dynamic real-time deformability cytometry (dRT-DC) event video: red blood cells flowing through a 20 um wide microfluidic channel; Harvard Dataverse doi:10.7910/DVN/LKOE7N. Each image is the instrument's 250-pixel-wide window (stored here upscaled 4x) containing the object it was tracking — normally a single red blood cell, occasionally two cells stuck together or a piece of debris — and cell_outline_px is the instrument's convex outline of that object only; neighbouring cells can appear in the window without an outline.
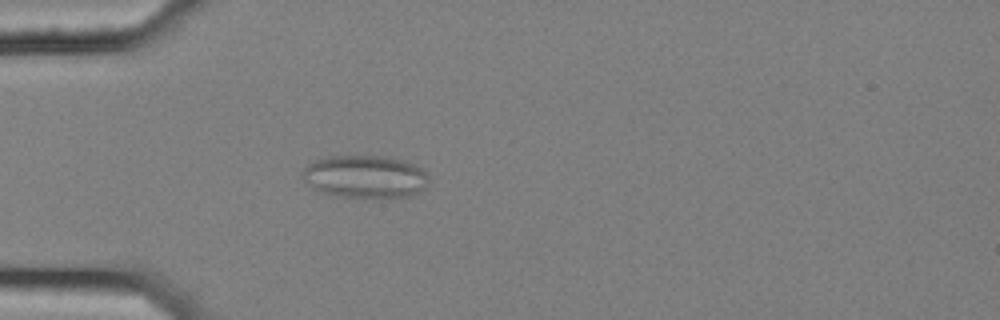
{"species": "common noctule bat (a hibernating species)", "species_latin": "Nyctalus noctula", "temperature_condition": "cold", "stored_images_in_passage": 41, "camera_frame_rate_fps": 3000, "um_per_image_px": 0.085, "animal": {"sex": "female", "body_mass_g": 25.1}, "frame": {"image": 1, "passage_image": 1, "time_ms": 0.0, "image_size_px": [1000, 320], "cell_outline_px": [[428, 184], [420, 192], [408, 196], [336, 196], [312, 188], [300, 176], [304, 168], [308, 164], [316, 160], [332, 156], [392, 156], [404, 160], [420, 168], [428, 176]], "centroid_in_image_um": [31.02, 14.99], "position_along_channel_um": 54.0, "area_um2": 31.1}}
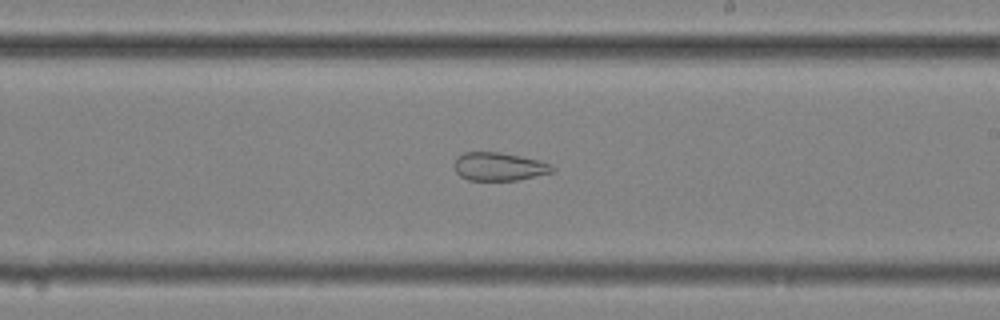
{"frame": {"image": 2, "passage_image": 18, "time_ms": 5.667, "image_size_px": [1000, 320], "cell_outline_px": [[556, 172], [516, 180], [468, 180], [460, 176], [456, 172], [452, 164], [456, 156], [464, 152], [500, 152], [540, 160], [552, 164], [556, 168]], "centroid_in_image_um": [42.42, 14.15], "position_along_channel_um": 246.6, "area_um2": 16.47}}
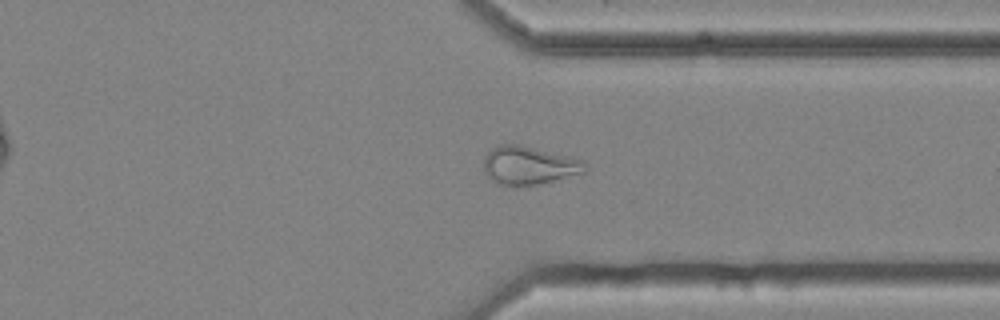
{"frame": {"image": 3, "passage_image": 28, "time_ms": 9.0, "image_size_px": [1000, 320], "cell_outline_px": [[588, 168], [584, 172], [536, 184], [500, 184], [488, 176], [484, 172], [484, 156], [492, 148], [500, 144], [520, 144], [572, 156], [584, 160], [588, 164]], "centroid_in_image_um": [44.99, 14.01], "position_along_channel_um": 366.4, "area_um2": 22.37}, "authors_computed_cell_mechanics": {"area_um2": 22.0796, "velocity_mm_per_s": 3.5709, "shape_relaxation_time_tau1_ms": null, "shape_relaxation_time_tau2_ms": 2.4173, "deformation_change_tau1": null, "deformation_change_tau2": 0.1}}